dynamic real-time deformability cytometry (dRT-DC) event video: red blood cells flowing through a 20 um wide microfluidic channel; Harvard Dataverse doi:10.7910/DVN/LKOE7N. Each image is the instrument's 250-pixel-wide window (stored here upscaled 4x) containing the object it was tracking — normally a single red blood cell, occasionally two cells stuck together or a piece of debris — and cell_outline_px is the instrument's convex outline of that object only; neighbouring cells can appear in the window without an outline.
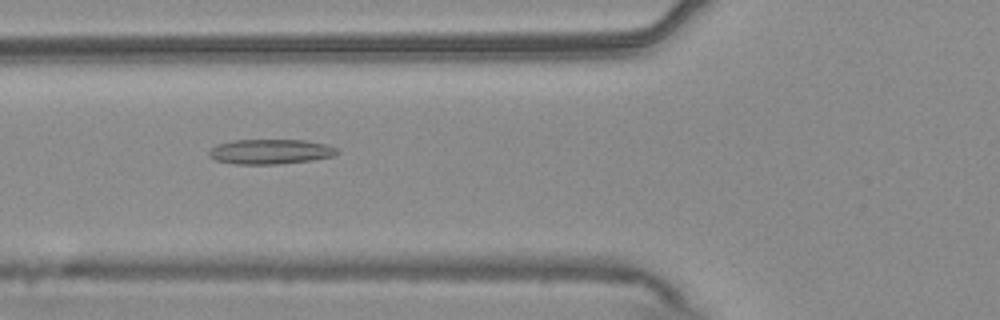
{"species": "common noctule bat (a hibernating species)", "species_latin": "Nyctalus noctula", "temperature_condition": "warm", "stored_images_in_passage": 49, "camera_frame_rate_fps": 3000, "um_per_image_px": 0.085, "animal": {"sex": "male", "body_mass_g": 20.4}, "frame": {"image": 1, "passage_image": 16, "time_ms": 5.0, "image_size_px": [1000, 320], "cell_outline_px": [[340, 152], [332, 156], [312, 160], [276, 164], [236, 164], [216, 160], [208, 156], [208, 152], [216, 144], [232, 140], [304, 140], [324, 144], [336, 148]], "centroid_in_image_um": [22.95, 12.88], "position_along_channel_um": 102.9, "area_um2": 18.5}}
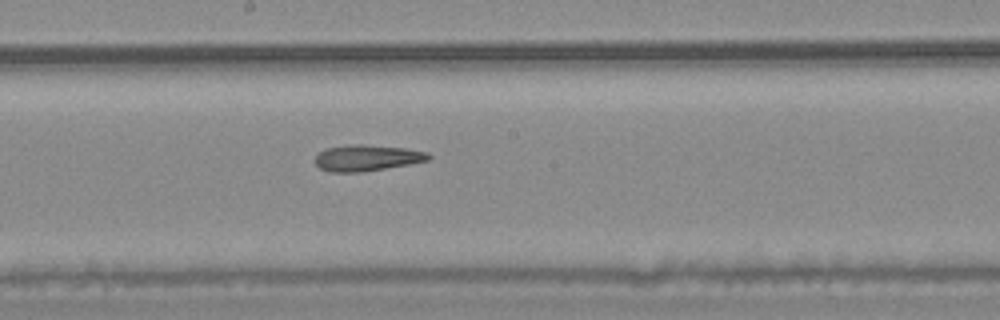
{"frame": {"image": 2, "passage_image": 25, "time_ms": 8.0, "image_size_px": [1000, 320], "cell_outline_px": [[432, 156], [428, 160], [408, 164], [360, 172], [328, 172], [320, 168], [316, 164], [316, 156], [324, 148], [348, 144], [364, 144], [404, 148], [428, 152]], "centroid_in_image_um": [31.16, 13.41], "position_along_channel_um": 217.0, "area_um2": 17.22}}
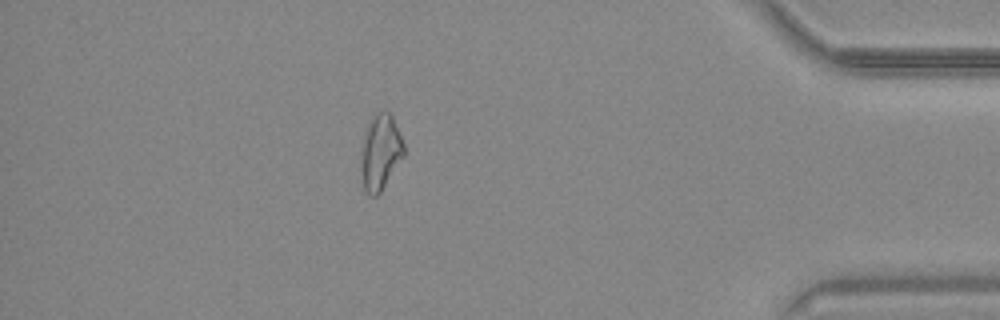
{"frame": {"image": 3, "passage_image": 43, "time_ms": 14.0, "image_size_px": [1000, 320], "cell_outline_px": [[404, 156], [380, 192], [376, 196], [368, 196], [364, 192], [360, 172], [360, 168], [364, 140], [368, 124], [372, 116], [376, 112], [384, 108], [392, 116], [404, 144]], "centroid_in_image_um": [32.33, 12.95], "position_along_channel_um": 402.9, "area_um2": 18.84}, "authors_computed_cell_mechanics": {"area_um2": 18.3226, "velocity_mm_per_s": 3.7869, "shape_relaxation_time_tau1_ms": null, "shape_relaxation_time_tau2_ms": 5.6877, "deformation_change_tau1": null, "deformation_change_tau2": 0.1658}}